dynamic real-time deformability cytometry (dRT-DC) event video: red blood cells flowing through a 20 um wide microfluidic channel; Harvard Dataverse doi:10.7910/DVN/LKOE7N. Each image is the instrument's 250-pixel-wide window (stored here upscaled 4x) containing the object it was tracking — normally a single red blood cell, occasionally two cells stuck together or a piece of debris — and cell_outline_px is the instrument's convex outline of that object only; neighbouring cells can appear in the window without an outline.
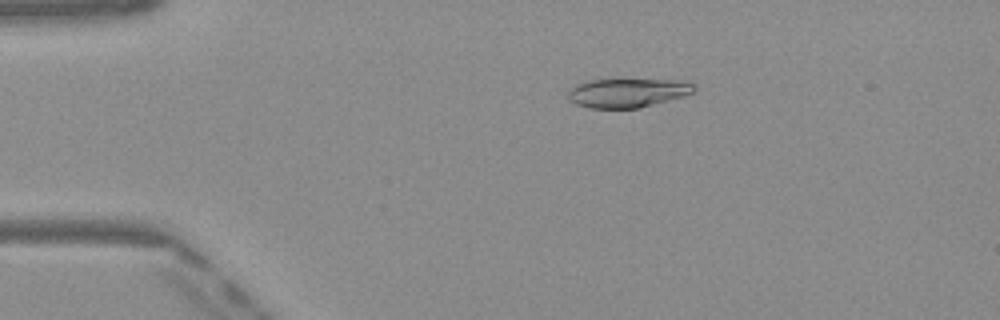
{"species": "Egyptian fruit bat (a non-hibernating species)", "species_latin": "Rousettus aegyptiacus", "temperature_condition": "warm", "stored_images_in_passage": 50, "camera_frame_rate_fps": 3000, "um_per_image_px": 0.085, "frame": {"image": 1, "passage_image": 10, "time_ms": 3.0, "image_size_px": [1000, 320], "cell_outline_px": [[696, 92], [684, 96], [640, 108], [588, 108], [576, 104], [568, 100], [568, 92], [576, 84], [588, 80], [612, 76], [676, 80], [692, 84], [696, 88]], "centroid_in_image_um": [53.32, 7.83], "position_along_channel_um": 31.7, "area_um2": 22.48}}
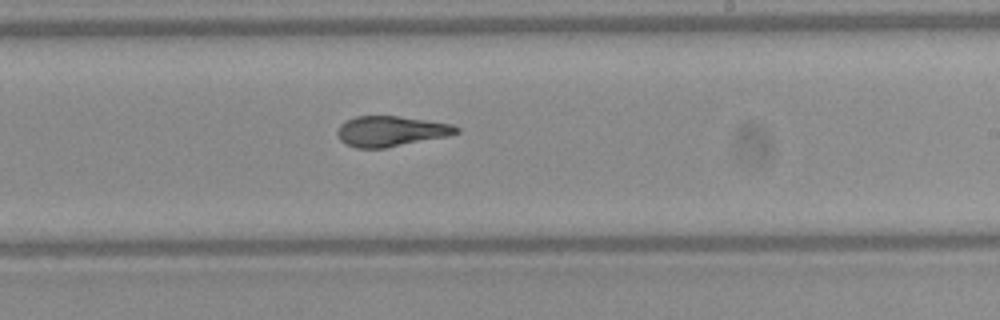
{"frame": {"image": 2, "passage_image": 30, "time_ms": 9.667, "image_size_px": [1000, 320], "cell_outline_px": [[460, 132], [448, 136], [384, 148], [356, 148], [340, 140], [336, 132], [340, 124], [356, 116], [396, 116], [452, 124], [460, 128]], "centroid_in_image_um": [33.23, 11.15], "position_along_channel_um": 255.8, "area_um2": 20.87}}
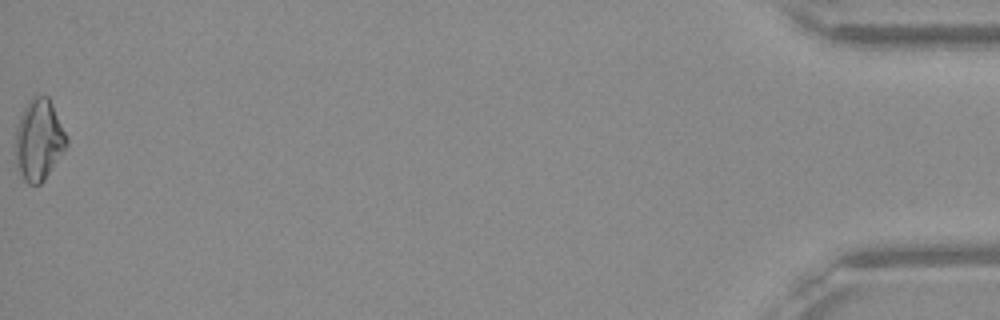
{"frame": {"image": 3, "passage_image": 50, "time_ms": 16.333, "image_size_px": [1000, 320], "cell_outline_px": [[68, 144], [44, 180], [40, 184], [28, 184], [24, 180], [16, 164], [16, 128], [20, 116], [24, 108], [32, 96], [48, 96], [68, 136]], "centroid_in_image_um": [3.31, 11.88], "position_along_channel_um": 431.9, "area_um2": 23.99}, "authors_computed_cell_mechanics": {"area_um2": 21.9929, "velocity_mm_per_s": 4.112, "shape_relaxation_time_tau1_ms": null, "shape_relaxation_time_tau2_ms": 1.9183, "deformation_change_tau1": null, "deformation_change_tau2": 0.0854}}